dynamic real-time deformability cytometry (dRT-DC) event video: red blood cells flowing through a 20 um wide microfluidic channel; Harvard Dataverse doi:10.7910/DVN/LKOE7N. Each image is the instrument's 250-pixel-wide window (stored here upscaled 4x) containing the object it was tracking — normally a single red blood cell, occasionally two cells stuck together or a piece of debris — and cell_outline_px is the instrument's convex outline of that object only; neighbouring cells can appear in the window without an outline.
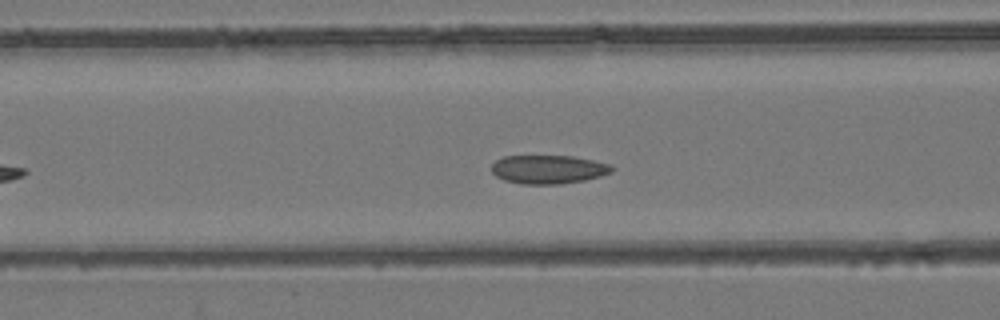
{"species": "common noctule bat (a hibernating species)", "species_latin": "Nyctalus noctula", "temperature_condition": "room temperature", "stored_images_in_passage": 36, "camera_frame_rate_fps": 3000, "um_per_image_px": 0.085, "animal": {"sex": "female", "body_mass_g": 24.6, "forearm_length_mm": 56.2}, "frame": {"image": 1, "passage_image": 12, "time_ms": 3.667, "image_size_px": [1000, 320], "cell_outline_px": [[616, 168], [612, 172], [600, 176], [584, 180], [560, 184], [524, 184], [504, 180], [496, 176], [492, 172], [492, 164], [496, 160], [504, 156], [572, 156], [612, 164]], "centroid_in_image_um": [46.63, 14.39], "position_along_channel_um": 120.0, "area_um2": 20.11}}
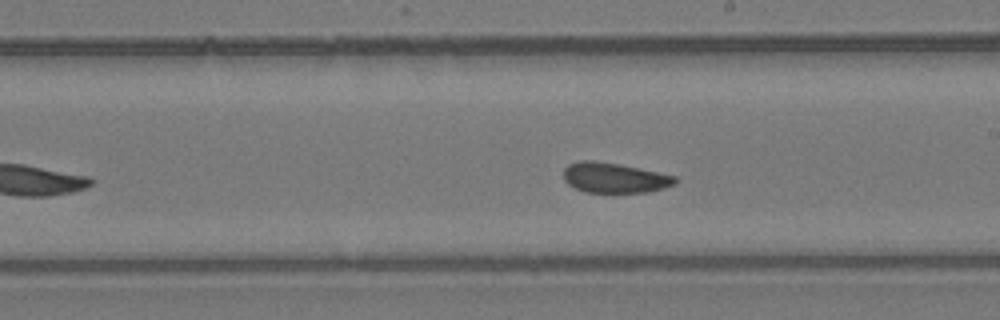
{"frame": {"image": 2, "passage_image": 21, "time_ms": 6.667, "image_size_px": [1000, 320], "cell_outline_px": [[676, 184], [664, 188], [648, 192], [584, 192], [568, 184], [564, 180], [564, 168], [568, 164], [580, 160], [592, 160], [620, 164], [676, 176]], "centroid_in_image_um": [52.21, 15.1], "position_along_channel_um": 236.8, "area_um2": 19.59}}
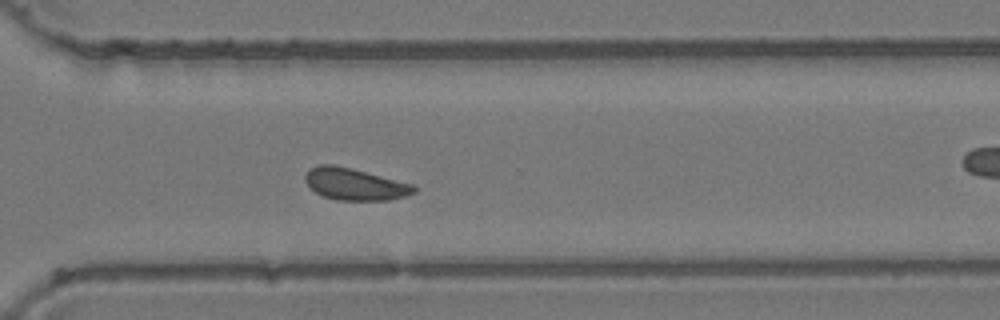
{"frame": {"image": 3, "passage_image": 29, "time_ms": 9.333, "image_size_px": [1000, 320], "cell_outline_px": [[416, 192], [408, 196], [388, 200], [336, 200], [324, 196], [308, 188], [304, 180], [304, 176], [312, 168], [320, 164], [336, 164], [352, 168], [412, 184], [416, 188]], "centroid_in_image_um": [30.15, 15.66], "position_along_channel_um": 340.5, "area_um2": 20.29}, "authors_computed_cell_mechanics": {"area_um2": 20.23, "velocity_mm_per_s": 3.8962, "shape_relaxation_time_tau1_ms": 7.9726, "shape_relaxation_time_tau2_ms": 2.5785, "deformation_change_tau1": 0.1009, "deformation_change_tau2": 0.0783}}